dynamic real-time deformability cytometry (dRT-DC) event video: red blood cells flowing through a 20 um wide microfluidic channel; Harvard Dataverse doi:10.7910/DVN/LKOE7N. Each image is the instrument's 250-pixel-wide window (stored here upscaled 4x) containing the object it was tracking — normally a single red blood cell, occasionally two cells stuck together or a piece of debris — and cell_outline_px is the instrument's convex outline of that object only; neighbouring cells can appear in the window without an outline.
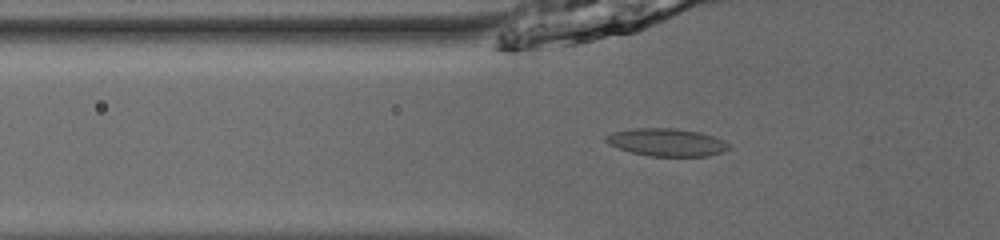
{"species": "common noctule bat (a hibernating species)", "species_latin": "Nyctalus noctula", "temperature_condition": "room temperature", "stored_images_in_passage": 31, "camera_frame_rate_fps": 3000, "um_per_image_px": 0.085, "animal": {"sex": "male", "body_mass_g": 13.0, "forearm_length_mm": 53.1}, "frame": {"image": 1, "passage_image": 3, "time_ms": 0.667, "image_size_px": [1000, 240], "cell_outline_px": [[732, 148], [724, 152], [708, 156], [648, 156], [632, 152], [608, 144], [604, 140], [604, 136], [612, 132], [632, 128], [676, 128], [700, 132], [724, 140]], "centroid_in_image_um": [56.68, 12.09], "position_along_channel_um": 69.1, "area_um2": 20.0}}
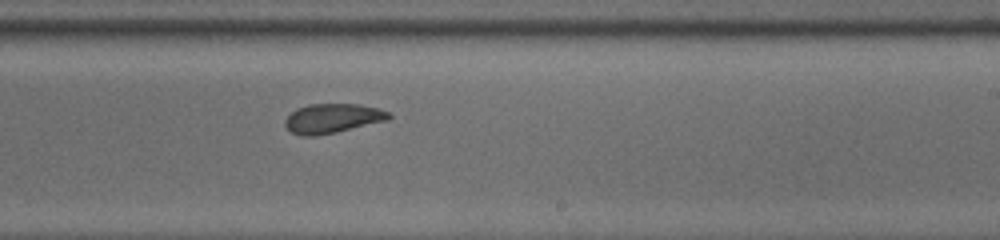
{"frame": {"image": 2, "passage_image": 18, "time_ms": 5.667, "image_size_px": [1000, 240], "cell_outline_px": [[392, 116], [388, 120], [336, 132], [316, 136], [300, 136], [292, 132], [284, 124], [284, 120], [296, 108], [308, 104], [360, 104], [376, 108], [388, 112]], "centroid_in_image_um": [28.24, 10.06], "position_along_channel_um": 260.8, "area_um2": 17.74}}
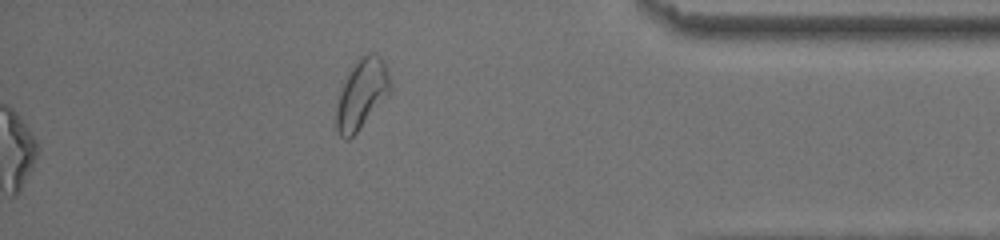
{"frame": {"image": 3, "passage_image": 31, "time_ms": 10.0, "image_size_px": [1000, 240], "cell_outline_px": [[392, 84], [388, 92], [356, 132], [348, 140], [344, 140], [340, 136], [336, 128], [336, 104], [344, 80], [352, 64], [360, 56], [368, 52], [376, 52], [384, 60]], "centroid_in_image_um": [30.71, 7.91], "position_along_channel_um": 404.5, "area_um2": 21.68}, "authors_computed_cell_mechanics": {"area_um2": 17.9758, "velocity_mm_per_s": 3.8553, "shape_relaxation_time_tau1_ms": 3.615, "shape_relaxation_time_tau2_ms": 3.0829, "deformation_change_tau1": 0.0954, "deformation_change_tau2": 0.0832}}